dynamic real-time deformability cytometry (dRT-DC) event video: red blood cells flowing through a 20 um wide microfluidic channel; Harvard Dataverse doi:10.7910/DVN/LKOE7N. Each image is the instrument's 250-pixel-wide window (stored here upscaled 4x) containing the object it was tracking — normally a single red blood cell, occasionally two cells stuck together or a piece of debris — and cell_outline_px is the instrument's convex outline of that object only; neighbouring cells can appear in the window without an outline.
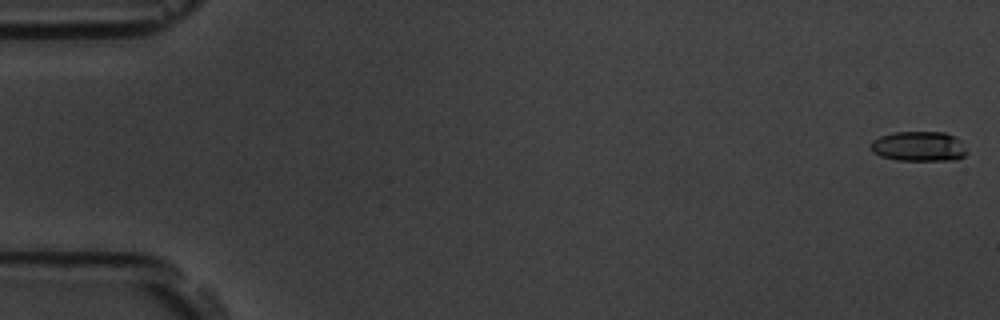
{"species": "common noctule bat (a hibernating species)", "species_latin": "Nyctalus noctula", "temperature_condition": "room temperature", "stored_images_in_passage": 57, "camera_frame_rate_fps": 3000, "um_per_image_px": 0.085, "animal": {"sex": "male", "body_mass_g": 19.5, "forearm_length_mm": 54.6}, "frame": {"image": 1, "passage_image": 1, "time_ms": 0.0, "image_size_px": [1000, 320], "cell_outline_px": [[968, 152], [964, 156], [956, 160], [896, 160], [880, 156], [872, 152], [872, 140], [880, 136], [896, 132], [944, 132], [956, 136], [960, 140]], "centroid_in_image_um": [78.13, 12.44], "position_along_channel_um": 6.9, "area_um2": 16.82}}
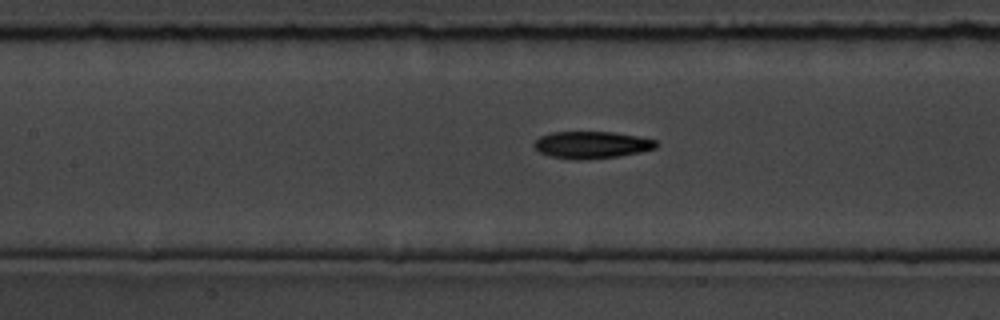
{"frame": {"image": 2, "passage_image": 26, "time_ms": 8.333, "image_size_px": [1000, 320], "cell_outline_px": [[656, 148], [640, 152], [620, 156], [576, 160], [552, 156], [540, 152], [532, 144], [540, 136], [552, 132], [612, 132], [636, 136], [656, 140]], "centroid_in_image_um": [50.28, 12.31], "position_along_channel_um": 157.1, "area_um2": 19.02}}
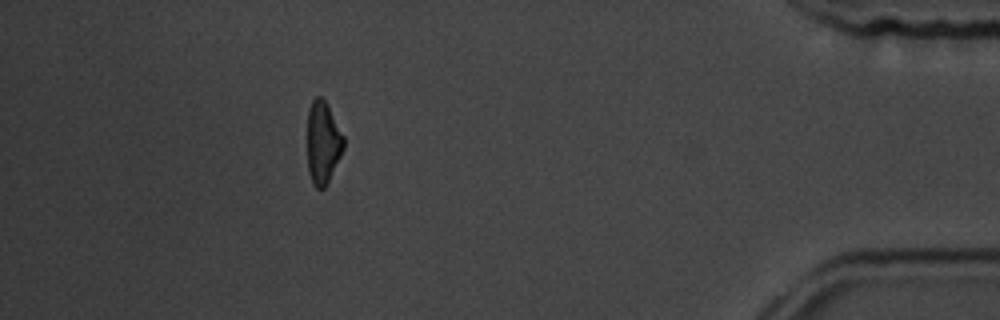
{"frame": {"image": 3, "passage_image": 51, "time_ms": 16.667, "image_size_px": [1000, 320], "cell_outline_px": [[344, 148], [324, 188], [316, 188], [312, 184], [308, 172], [308, 108], [312, 100], [316, 96], [320, 96], [324, 100], [344, 136]], "centroid_in_image_um": [27.43, 12.12], "position_along_channel_um": 407.8, "area_um2": 17.17}, "authors_computed_cell_mechanics": {"area_um2": 18.5538, "velocity_mm_per_s": 3.6508, "shape_relaxation_time_tau1_ms": 3.3921, "shape_relaxation_time_tau2_ms": 2.7614, "deformation_change_tau1": 0.1428, "deformation_change_tau2": 0.1118}}